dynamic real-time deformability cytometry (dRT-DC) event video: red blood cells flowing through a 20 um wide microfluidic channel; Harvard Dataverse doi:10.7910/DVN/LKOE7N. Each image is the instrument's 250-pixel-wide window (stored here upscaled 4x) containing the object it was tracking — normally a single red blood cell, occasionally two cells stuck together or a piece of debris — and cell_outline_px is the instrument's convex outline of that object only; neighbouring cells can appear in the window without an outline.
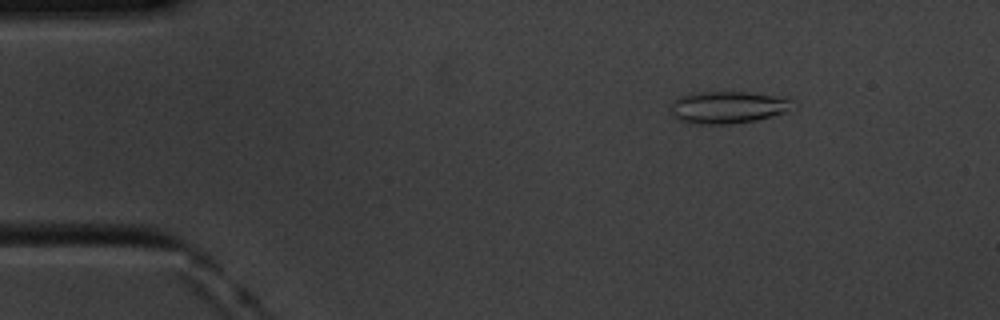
{"species": "common noctule bat (a hibernating species)", "species_latin": "Nyctalus noctula", "temperature_condition": "cold", "stored_images_in_passage": 29, "camera_frame_rate_fps": 3000, "um_per_image_px": 0.085, "animal": {"sex": "male", "body_mass_g": 20.1, "forearm_length_mm": 53.5}, "frame": {"image": 1, "passage_image": 1, "time_ms": 0.0, "image_size_px": [1000, 320], "cell_outline_px": [[788, 112], [756, 120], [732, 124], [688, 124], [672, 116], [672, 100], [680, 96], [692, 92], [748, 92], [788, 96]], "centroid_in_image_um": [61.82, 9.12], "position_along_channel_um": 23.2, "area_um2": 23.06}}
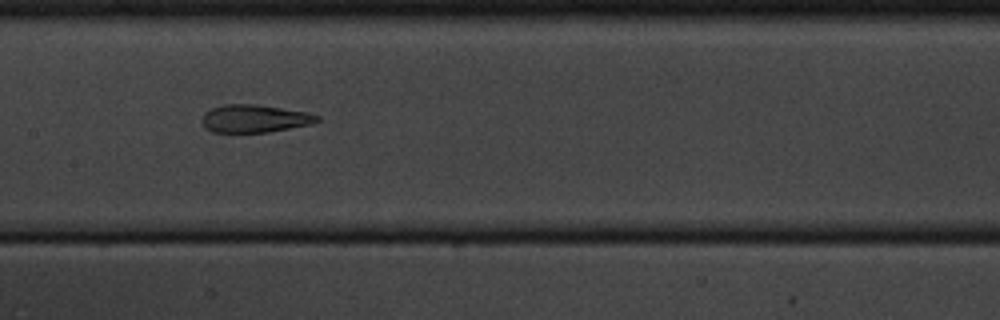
{"frame": {"image": 2, "passage_image": 21, "time_ms": 6.667, "image_size_px": [1000, 320], "cell_outline_px": [[320, 120], [312, 124], [268, 132], [212, 132], [204, 128], [204, 112], [212, 108], [224, 104], [256, 104], [308, 112], [320, 116]], "centroid_in_image_um": [21.67, 10.07], "position_along_channel_um": 185.7, "area_um2": 18.61}}
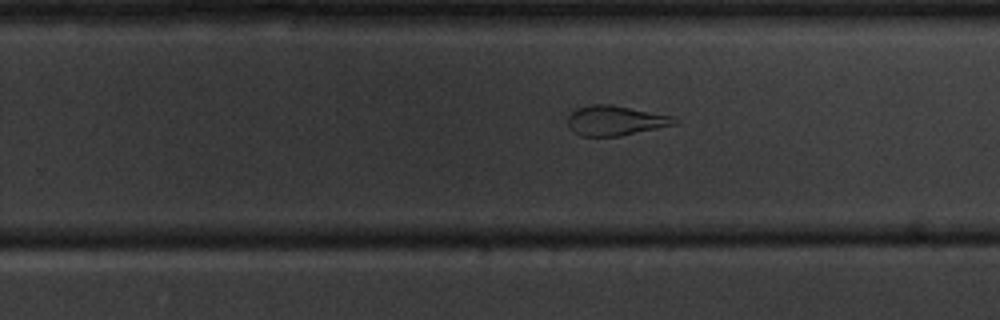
{"frame": {"image": 3, "passage_image": 29, "time_ms": 9.333, "image_size_px": [1000, 320], "cell_outline_px": [[676, 124], [620, 136], [580, 136], [572, 132], [568, 128], [568, 116], [576, 108], [588, 104], [612, 104], [672, 116], [676, 120]], "centroid_in_image_um": [52.23, 10.24], "position_along_channel_um": 277.6, "area_um2": 18.61}}